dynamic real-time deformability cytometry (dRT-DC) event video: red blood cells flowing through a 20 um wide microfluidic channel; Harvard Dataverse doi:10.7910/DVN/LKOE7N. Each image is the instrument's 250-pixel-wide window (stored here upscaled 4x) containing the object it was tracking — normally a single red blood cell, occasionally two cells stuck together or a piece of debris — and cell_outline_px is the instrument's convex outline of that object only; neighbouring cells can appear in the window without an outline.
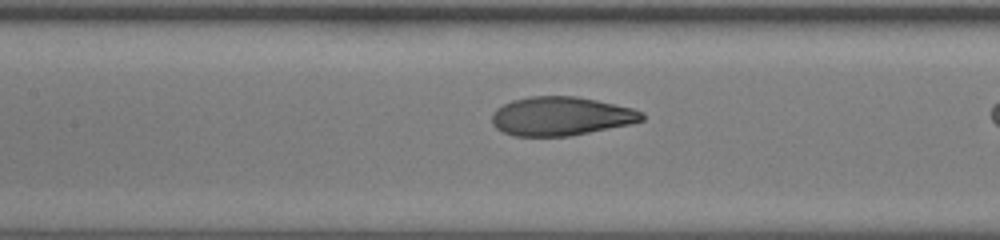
{"species": "human", "species_latin": "Homo sapiens", "temperature_condition": "room temperature", "stored_images_in_passage": 28, "camera_frame_rate_fps": 3000, "um_per_image_px": 0.085, "donor": {"sex": "female"}, "frame": {"image": 1, "passage_image": 13, "time_ms": 4.0, "image_size_px": [1000, 240], "cell_outline_px": [[644, 120], [632, 124], [568, 136], [512, 136], [496, 128], [492, 124], [492, 112], [496, 108], [512, 100], [528, 96], [576, 96], [596, 100], [632, 108], [644, 112]], "centroid_in_image_um": [47.67, 9.87], "position_along_channel_um": 159.7, "area_um2": 34.04}}
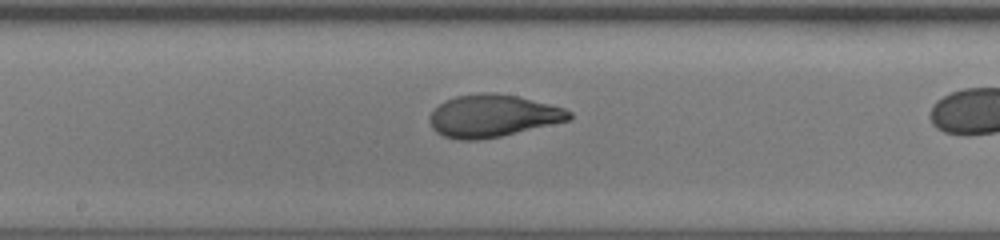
{"frame": {"image": 2, "passage_image": 16, "time_ms": 5.0, "image_size_px": [1000, 240], "cell_outline_px": [[572, 116], [568, 120], [500, 136], [480, 140], [456, 140], [444, 136], [436, 132], [432, 128], [428, 120], [428, 116], [444, 100], [456, 96], [480, 92], [496, 92], [516, 96], [564, 108], [572, 112]], "centroid_in_image_um": [41.82, 9.84], "position_along_channel_um": 206.4, "area_um2": 34.33}}
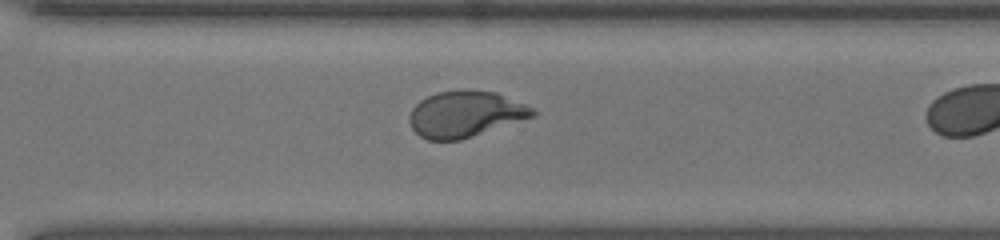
{"frame": {"image": 3, "passage_image": 24, "time_ms": 7.667, "image_size_px": [1000, 240], "cell_outline_px": [[536, 116], [460, 140], [428, 140], [420, 136], [412, 128], [408, 120], [408, 116], [412, 108], [420, 100], [436, 92], [460, 88], [468, 88], [496, 92], [524, 104], [532, 108], [536, 112]], "centroid_in_image_um": [39.53, 9.67], "position_along_channel_um": 331.1, "area_um2": 33.47}}